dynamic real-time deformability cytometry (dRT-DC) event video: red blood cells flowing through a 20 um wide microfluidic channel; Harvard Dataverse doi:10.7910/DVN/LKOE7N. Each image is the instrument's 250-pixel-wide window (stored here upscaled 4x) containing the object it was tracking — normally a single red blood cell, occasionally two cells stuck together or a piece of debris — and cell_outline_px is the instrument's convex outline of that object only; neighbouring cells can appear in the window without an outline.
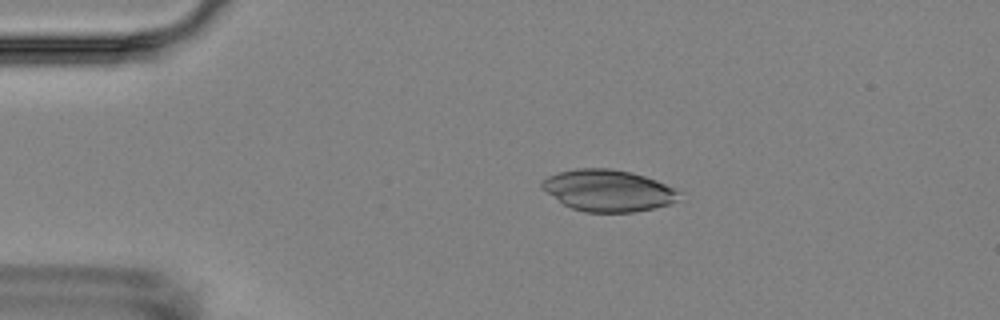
{"species": "Egyptian fruit bat (a non-hibernating species)", "species_latin": "Rousettus aegyptiacus", "temperature_condition": "room temperature", "stored_images_in_passage": 4, "camera_frame_rate_fps": 3000, "um_per_image_px": 0.085, "animal": {"sex": "female"}, "frame": {"image": 1, "passage_image": 2, "time_ms": 1.0, "image_size_px": [1000, 320], "cell_outline_px": [[680, 192], [676, 200], [668, 204], [652, 208], [632, 212], [584, 212], [572, 208], [564, 204], [540, 188], [540, 180], [556, 172], [576, 168], [612, 168], [632, 172], [656, 180], [676, 188]], "centroid_in_image_um": [51.64, 16.17], "position_along_channel_um": 33.4, "area_um2": 33.35}}